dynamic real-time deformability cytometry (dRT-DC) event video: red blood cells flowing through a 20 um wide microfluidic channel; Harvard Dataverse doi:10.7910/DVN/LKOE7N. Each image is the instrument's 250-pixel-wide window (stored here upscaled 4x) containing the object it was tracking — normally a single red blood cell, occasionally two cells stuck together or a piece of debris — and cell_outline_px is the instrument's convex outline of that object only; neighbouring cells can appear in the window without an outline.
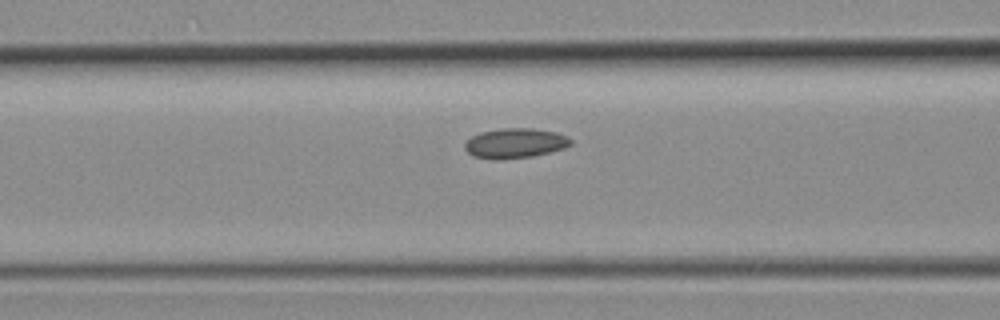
{"species": "common noctule bat (a hibernating species)", "species_latin": "Nyctalus noctula", "temperature_condition": "room temperature", "stored_images_in_passage": 3, "camera_frame_rate_fps": 3000, "um_per_image_px": 0.085, "animal": {"sex": "female", "body_mass_g": 19.3, "forearm_length_mm": 54.1}, "frame": {"image": 1, "passage_image": 3, "time_ms": 0.667, "image_size_px": [1000, 320], "cell_outline_px": [[572, 144], [564, 148], [532, 156], [500, 160], [492, 160], [472, 156], [464, 148], [464, 144], [472, 136], [480, 132], [504, 128], [532, 128], [556, 132], [568, 136], [572, 140]], "centroid_in_image_um": [43.77, 12.18], "position_along_channel_um": 122.8, "area_um2": 18.55}}